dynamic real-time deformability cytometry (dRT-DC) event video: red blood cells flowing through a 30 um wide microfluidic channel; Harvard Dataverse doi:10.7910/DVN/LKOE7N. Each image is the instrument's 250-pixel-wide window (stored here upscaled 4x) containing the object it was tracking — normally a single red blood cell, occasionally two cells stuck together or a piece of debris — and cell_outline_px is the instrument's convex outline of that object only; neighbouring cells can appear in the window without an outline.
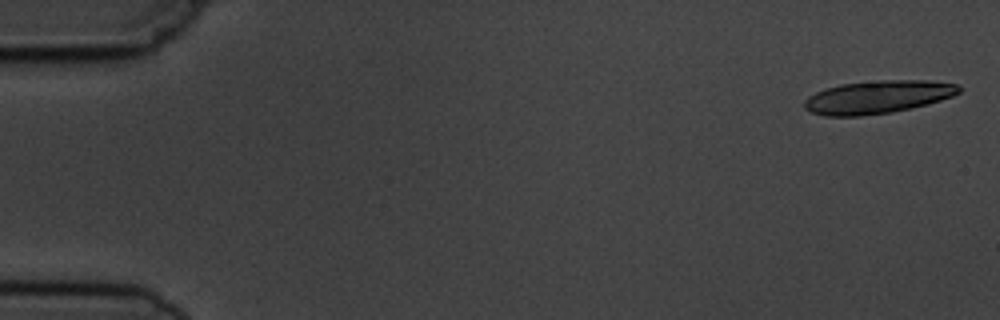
{"species": "common noctule bat (a hibernating species)", "species_latin": "Nyctalus noctula", "temperature_condition": "cold", "stored_images_in_passage": 6, "camera_frame_rate_fps": 3000, "um_per_image_px": 0.085, "animal": {"sex": "male", "body_mass_g": 19.5, "forearm_length_mm": 54.6}, "frame": {"image": 1, "passage_image": 1, "time_ms": 0.0, "image_size_px": [1000, 320], "cell_outline_px": [[960, 92], [952, 96], [928, 104], [892, 112], [860, 116], [824, 116], [812, 112], [804, 108], [804, 100], [808, 96], [824, 88], [840, 84], [880, 80], [928, 80], [956, 84], [960, 88]], "centroid_in_image_um": [74.57, 8.24], "position_along_channel_um": 10.4, "area_um2": 29.71}}